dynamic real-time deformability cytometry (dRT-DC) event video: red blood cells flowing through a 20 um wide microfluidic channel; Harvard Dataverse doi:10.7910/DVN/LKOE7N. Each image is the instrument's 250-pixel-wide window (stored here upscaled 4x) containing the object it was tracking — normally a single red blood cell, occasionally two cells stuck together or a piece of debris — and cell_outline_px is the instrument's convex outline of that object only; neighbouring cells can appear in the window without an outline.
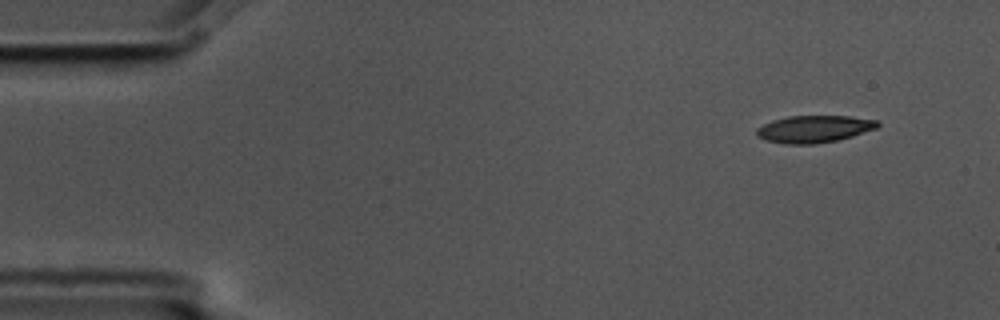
{"species": "common noctule bat (a hibernating species)", "species_latin": "Nyctalus noctula", "temperature_condition": "cold", "stored_images_in_passage": 4, "camera_frame_rate_fps": 3000, "um_per_image_px": 0.085, "animal": {"sex": "male", "body_mass_g": 17.5, "forearm_length_mm": 52.3}, "frame": {"image": 1, "passage_image": 1, "time_ms": 0.0, "image_size_px": [1000, 320], "cell_outline_px": [[880, 124], [876, 128], [852, 136], [836, 140], [816, 144], [784, 144], [764, 140], [756, 136], [756, 128], [772, 120], [788, 116], [848, 116], [876, 120]], "centroid_in_image_um": [69.14, 10.97], "position_along_channel_um": 15.9, "area_um2": 19.13}}
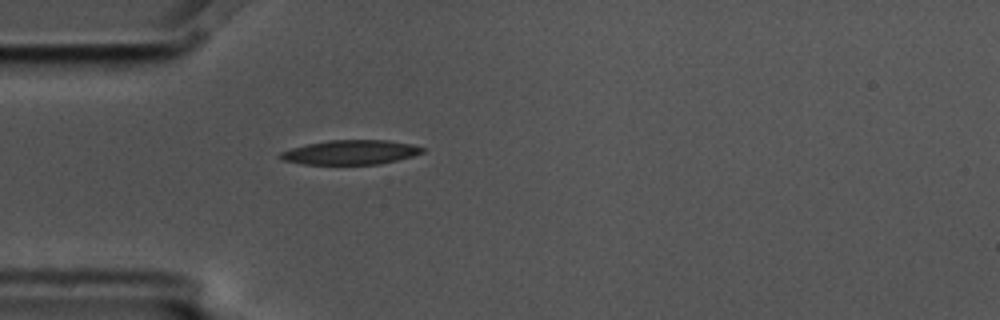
{"frame": {"image": 2, "passage_image": 4, "time_ms": 1.0, "image_size_px": [1000, 320], "cell_outline_px": [[428, 148], [424, 152], [412, 156], [380, 164], [304, 164], [284, 160], [276, 156], [280, 152], [292, 148], [308, 144], [328, 140], [388, 140], [412, 144]], "centroid_in_image_um": [29.83, 12.94], "position_along_channel_um": 55.2, "area_um2": 20.23}}